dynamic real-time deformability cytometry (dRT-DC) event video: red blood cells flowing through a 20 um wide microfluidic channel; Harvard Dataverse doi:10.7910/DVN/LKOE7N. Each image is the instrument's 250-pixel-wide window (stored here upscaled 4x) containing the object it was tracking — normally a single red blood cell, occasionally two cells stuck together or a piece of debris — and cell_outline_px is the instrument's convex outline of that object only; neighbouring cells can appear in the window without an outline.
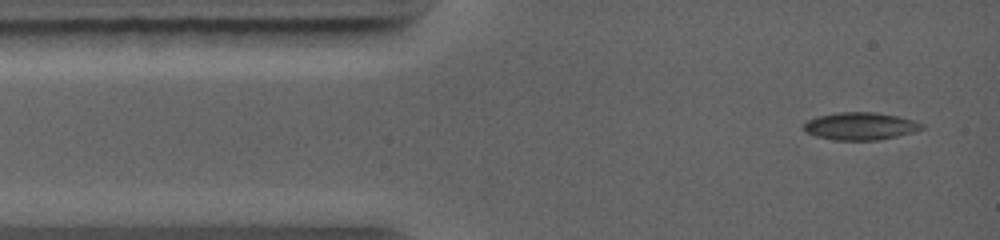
{"species": "common noctule bat (a hibernating species)", "species_latin": "Nyctalus noctula", "temperature_condition": "warm", "stored_images_in_passage": 5, "camera_frame_rate_fps": 5000, "um_per_image_px": 0.085, "animal": {"sex": "female", "body_mass_g": 19.0, "forearm_length_mm": 56.7}, "frame": {"image": 1, "passage_image": 1, "time_ms": 0.0, "image_size_px": [1000, 240], "cell_outline_px": [[924, 128], [912, 132], [880, 140], [836, 140], [816, 136], [808, 132], [804, 128], [804, 124], [808, 120], [816, 116], [836, 112], [876, 112], [900, 116], [924, 124]], "centroid_in_image_um": [73.14, 10.71], "position_along_channel_um": 11.9, "area_um2": 18.9}}
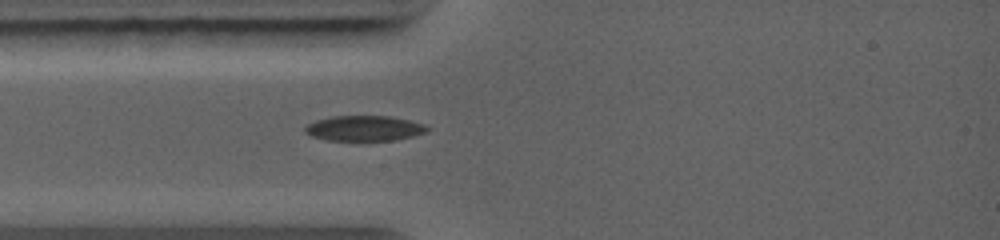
{"frame": {"image": 2, "passage_image": 5, "time_ms": 2.0, "image_size_px": [1000, 240], "cell_outline_px": [[428, 132], [396, 140], [324, 140], [312, 136], [304, 132], [304, 128], [308, 124], [316, 120], [332, 116], [388, 116], [408, 120], [424, 124], [428, 128]], "centroid_in_image_um": [30.94, 10.9], "position_along_channel_um": 54.1, "area_um2": 17.92}}